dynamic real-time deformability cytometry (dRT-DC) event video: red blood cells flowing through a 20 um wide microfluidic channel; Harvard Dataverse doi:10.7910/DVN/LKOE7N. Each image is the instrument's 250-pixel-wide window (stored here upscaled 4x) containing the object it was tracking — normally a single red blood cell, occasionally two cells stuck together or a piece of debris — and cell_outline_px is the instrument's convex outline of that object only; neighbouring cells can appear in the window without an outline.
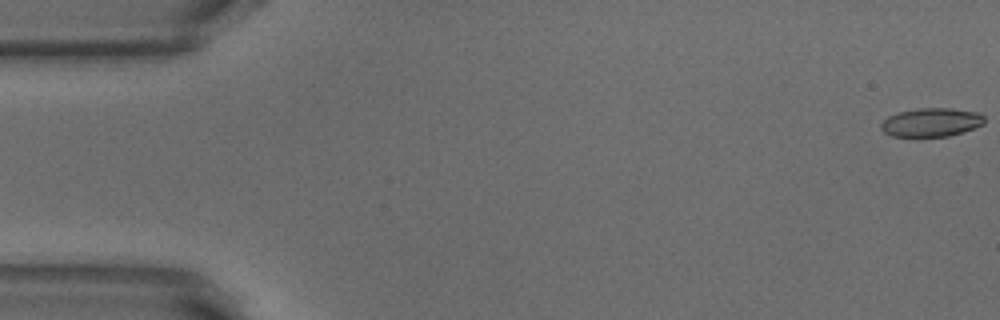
{"species": "common noctule bat (a hibernating species)", "species_latin": "Nyctalus noctula", "temperature_condition": "warm", "stored_images_in_passage": 53, "camera_frame_rate_fps": 3000, "um_per_image_px": 0.085, "animal": {"sex": "male", "body_mass_g": 18.8}, "frame": {"image": 1, "passage_image": 1, "time_ms": 0.0, "image_size_px": [1000, 320], "cell_outline_px": [[984, 124], [964, 132], [948, 136], [892, 136], [884, 132], [880, 128], [880, 124], [888, 116], [900, 112], [920, 108], [952, 108], [980, 112], [984, 116]], "centroid_in_image_um": [79.19, 10.39], "position_along_channel_um": 5.8, "area_um2": 17.28}}
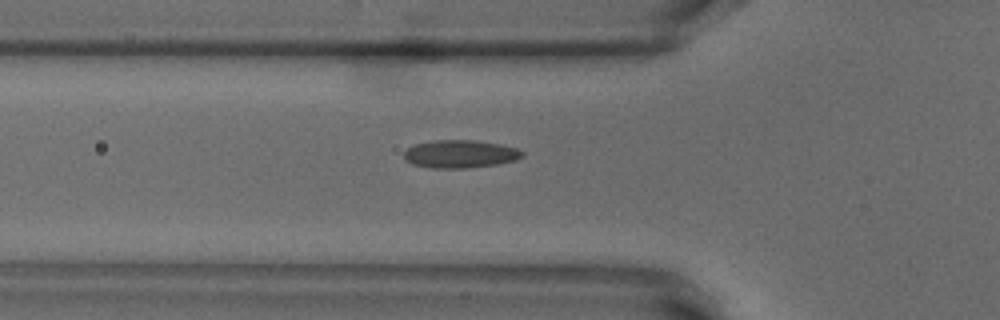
{"frame": {"image": 2, "passage_image": 18, "time_ms": 5.667, "image_size_px": [1000, 320], "cell_outline_px": [[524, 156], [516, 160], [496, 164], [464, 168], [432, 168], [412, 164], [404, 160], [404, 152], [408, 148], [416, 144], [432, 140], [476, 140], [500, 144], [516, 148], [524, 152]], "centroid_in_image_um": [39.11, 13.08], "position_along_channel_um": 86.7, "area_um2": 19.25}}
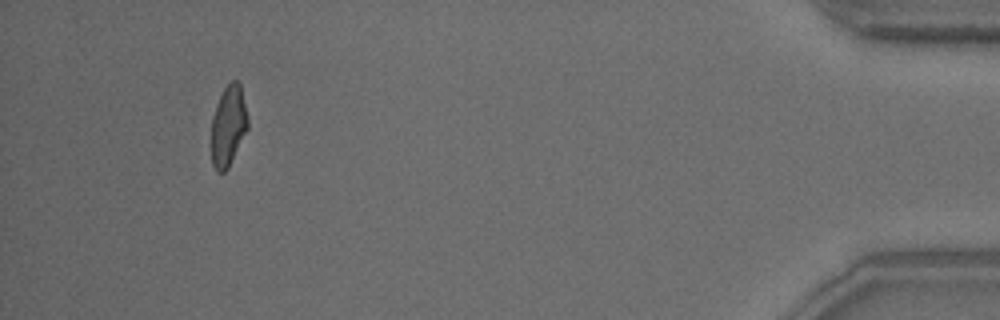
{"frame": {"image": 3, "passage_image": 49, "time_ms": 16.0, "image_size_px": [1000, 320], "cell_outline_px": [[248, 128], [228, 168], [224, 172], [216, 172], [212, 164], [212, 116], [216, 104], [224, 88], [232, 80], [236, 80], [240, 84], [248, 120]], "centroid_in_image_um": [19.4, 10.71], "position_along_channel_um": 415.8, "area_um2": 16.94}}